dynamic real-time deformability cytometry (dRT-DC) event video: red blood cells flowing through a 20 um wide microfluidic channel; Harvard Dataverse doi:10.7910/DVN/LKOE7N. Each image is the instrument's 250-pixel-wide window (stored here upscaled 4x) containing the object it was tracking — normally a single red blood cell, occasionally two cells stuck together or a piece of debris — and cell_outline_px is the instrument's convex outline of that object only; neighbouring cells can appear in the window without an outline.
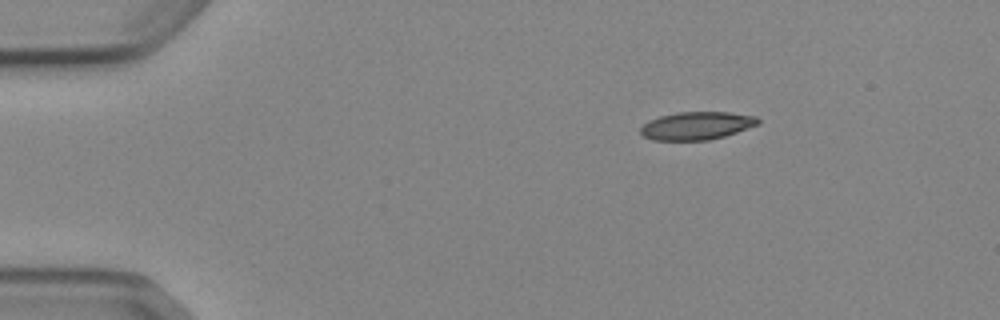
{"species": "Egyptian fruit bat (a non-hibernating species)", "species_latin": "Rousettus aegyptiacus", "temperature_condition": "cold", "stored_images_in_passage": 3, "camera_frame_rate_fps": 3000, "um_per_image_px": 0.085, "animal": {"sex": "female"}, "frame": {"image": 1, "passage_image": 1, "time_ms": 0.0, "image_size_px": [1000, 320], "cell_outline_px": [[760, 124], [724, 136], [708, 140], [652, 140], [644, 136], [640, 132], [640, 128], [648, 120], [660, 116], [676, 112], [728, 112], [756, 116], [760, 120]], "centroid_in_image_um": [59.21, 10.68], "position_along_channel_um": 25.8, "area_um2": 19.13}}